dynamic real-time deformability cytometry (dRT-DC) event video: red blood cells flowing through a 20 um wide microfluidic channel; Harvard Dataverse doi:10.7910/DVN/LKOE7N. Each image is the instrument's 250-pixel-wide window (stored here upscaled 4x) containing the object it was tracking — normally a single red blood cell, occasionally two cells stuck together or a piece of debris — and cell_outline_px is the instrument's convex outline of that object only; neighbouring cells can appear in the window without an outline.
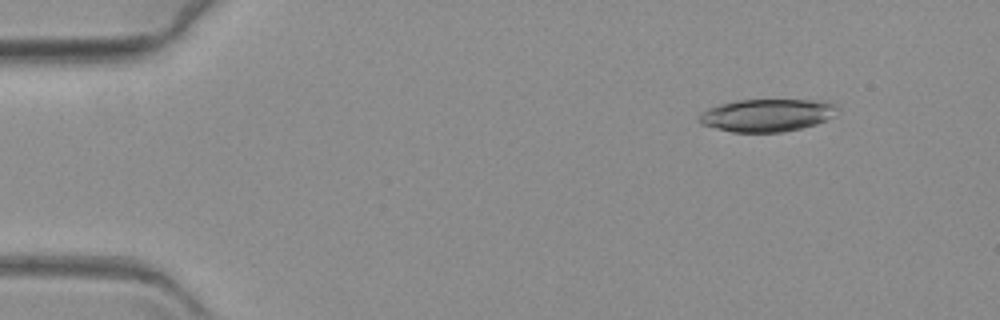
{"species": "common noctule bat (a hibernating species)", "species_latin": "Nyctalus noctula", "temperature_condition": "warm", "stored_images_in_passage": 18, "camera_frame_rate_fps": 3000, "um_per_image_px": 0.085, "animal": {"sex": "female", "body_mass_g": 19.3, "forearm_length_mm": 54.1}, "frame": {"image": 1, "passage_image": 7, "time_ms": 2.0, "image_size_px": [1000, 320], "cell_outline_px": [[840, 108], [832, 116], [816, 124], [784, 132], [732, 132], [700, 124], [700, 116], [708, 108], [720, 104], [736, 100], [824, 100], [836, 104]], "centroid_in_image_um": [65.23, 9.78], "position_along_channel_um": 19.8, "area_um2": 26.18}}